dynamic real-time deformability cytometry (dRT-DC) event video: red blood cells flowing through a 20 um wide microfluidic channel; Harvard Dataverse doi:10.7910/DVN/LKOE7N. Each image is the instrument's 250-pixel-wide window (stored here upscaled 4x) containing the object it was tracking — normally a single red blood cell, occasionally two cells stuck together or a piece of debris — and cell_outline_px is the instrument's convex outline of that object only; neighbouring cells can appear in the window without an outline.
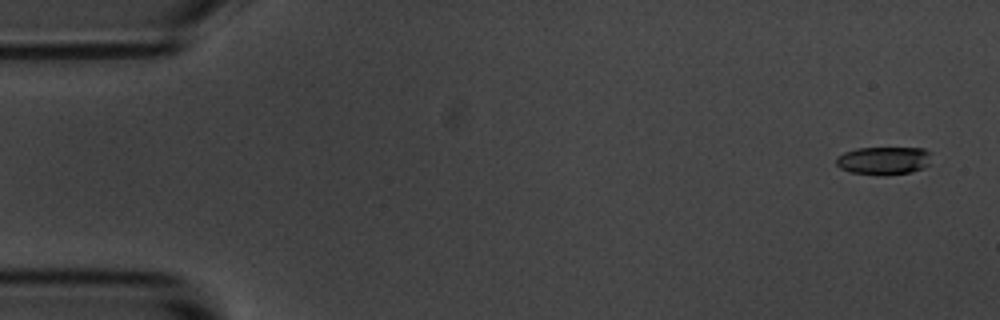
{"species": "common noctule bat (a hibernating species)", "species_latin": "Nyctalus noctula", "temperature_condition": "room temperature", "stored_images_in_passage": 5, "camera_frame_rate_fps": 3000, "um_per_image_px": 0.085, "animal": {"sex": "male", "body_mass_g": 20.1, "forearm_length_mm": 53.5}, "frame": {"image": 1, "passage_image": 1, "time_ms": 0.0, "image_size_px": [1000, 320], "cell_outline_px": [[932, 152], [928, 164], [924, 168], [912, 172], [880, 176], [848, 172], [840, 168], [836, 164], [836, 156], [844, 152], [856, 148], [924, 148]], "centroid_in_image_um": [75.1, 13.66], "position_along_channel_um": 9.9, "area_um2": 15.9}}
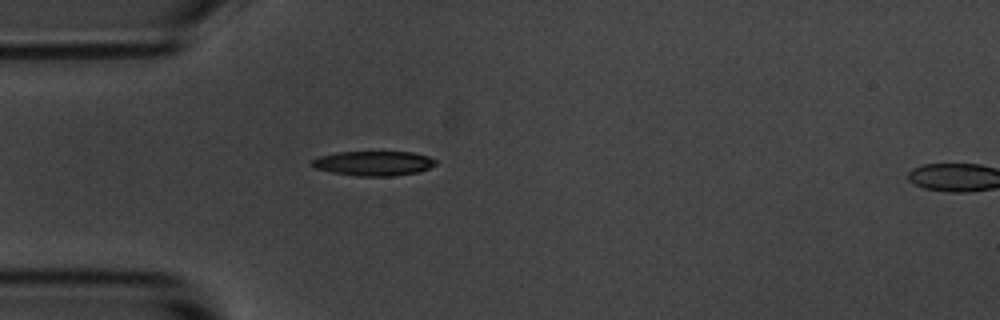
{"frame": {"image": 2, "passage_image": 4, "time_ms": 4.333, "image_size_px": [1000, 320], "cell_outline_px": [[436, 164], [420, 172], [392, 176], [356, 176], [332, 172], [316, 168], [308, 164], [312, 160], [320, 156], [336, 152], [412, 152], [428, 156], [436, 160]], "centroid_in_image_um": [31.75, 13.88], "position_along_channel_um": 53.3, "area_um2": 17.8}}